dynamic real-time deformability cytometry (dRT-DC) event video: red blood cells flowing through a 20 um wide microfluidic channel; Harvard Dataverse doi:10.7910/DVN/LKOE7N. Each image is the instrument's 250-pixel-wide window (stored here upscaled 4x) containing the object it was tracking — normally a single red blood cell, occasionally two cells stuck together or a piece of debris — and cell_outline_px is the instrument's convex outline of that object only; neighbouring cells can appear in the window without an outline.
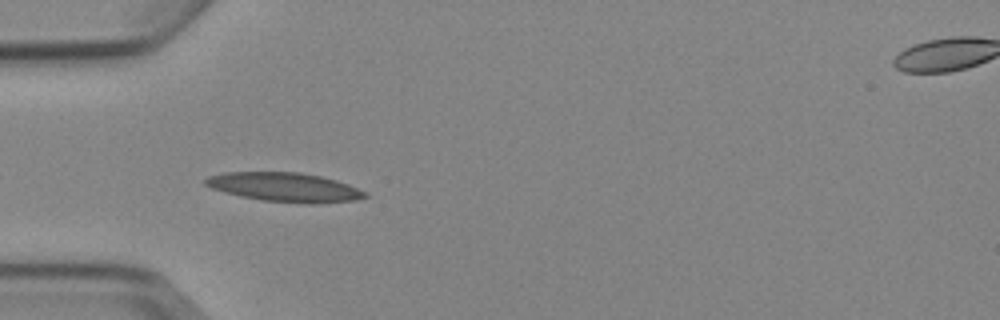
{"species": "Egyptian fruit bat (a non-hibernating species)", "species_latin": "Rousettus aegyptiacus", "temperature_condition": "cold", "stored_images_in_passage": 5, "camera_frame_rate_fps": 3000, "um_per_image_px": 0.085, "animal": {"sex": "female"}, "frame": {"image": 1, "passage_image": 2, "time_ms": 1.0, "image_size_px": [1000, 320], "cell_outline_px": [[368, 196], [356, 200], [312, 204], [308, 204], [264, 200], [240, 196], [224, 192], [212, 188], [204, 184], [204, 180], [208, 176], [224, 172], [300, 172], [320, 176], [336, 180], [348, 184], [368, 192]], "centroid_in_image_um": [24.21, 15.91], "position_along_channel_um": 60.8, "area_um2": 27.11}}
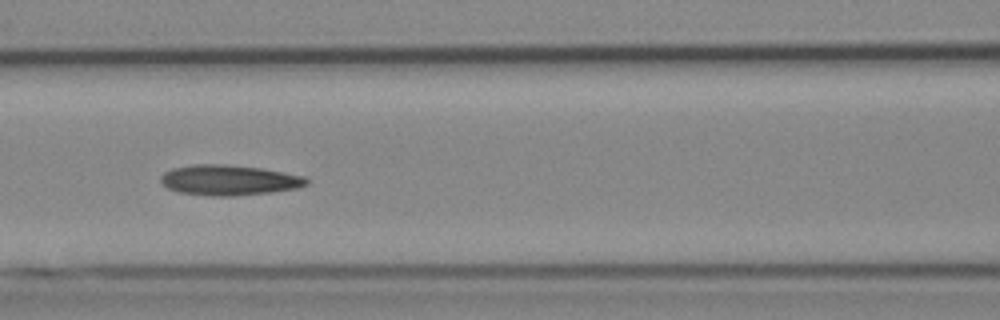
{"frame": {"image": 2, "passage_image": 4, "time_ms": 3.333, "image_size_px": [1000, 320], "cell_outline_px": [[312, 180], [308, 184], [296, 188], [272, 192], [236, 196], [212, 196], [180, 192], [168, 188], [160, 180], [160, 176], [164, 172], [172, 168], [192, 164], [224, 164], [260, 168], [284, 172], [304, 176]], "centroid_in_image_um": [19.49, 15.31], "position_along_channel_um": 147.1, "area_um2": 25.89}}
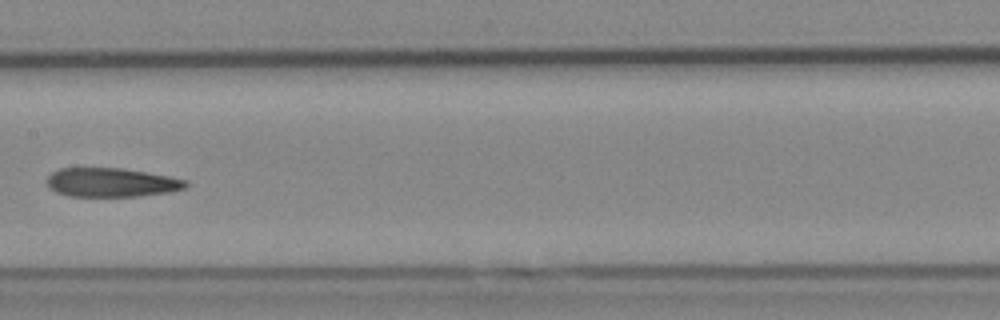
{"frame": {"image": 3, "passage_image": 5, "time_ms": 4.667, "image_size_px": [1000, 320], "cell_outline_px": [[188, 184], [184, 188], [172, 192], [140, 196], [68, 196], [56, 192], [48, 188], [48, 176], [52, 172], [60, 168], [124, 168], [168, 176], [188, 180]], "centroid_in_image_um": [9.48, 15.51], "position_along_channel_um": 197.9, "area_um2": 23.52}}